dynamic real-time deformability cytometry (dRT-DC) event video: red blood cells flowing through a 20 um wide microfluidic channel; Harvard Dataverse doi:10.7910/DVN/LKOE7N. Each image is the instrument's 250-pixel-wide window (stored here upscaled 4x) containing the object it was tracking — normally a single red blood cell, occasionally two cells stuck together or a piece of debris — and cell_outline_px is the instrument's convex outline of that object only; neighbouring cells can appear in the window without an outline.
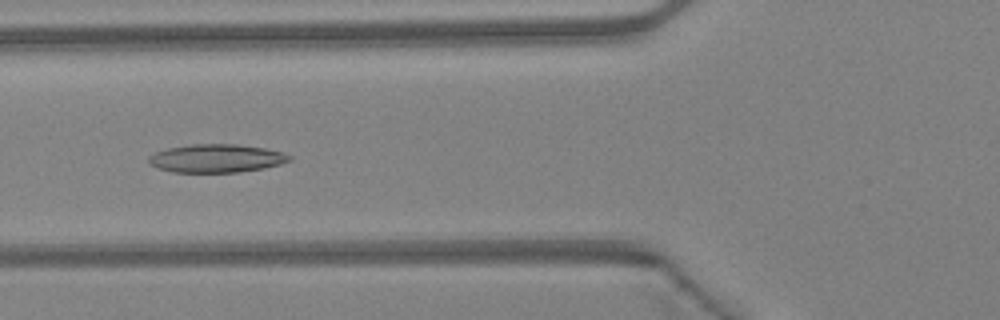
{"species": "Egyptian fruit bat (a non-hibernating species)", "species_latin": "Rousettus aegyptiacus", "temperature_condition": "warm", "stored_images_in_passage": 47, "camera_frame_rate_fps": 3000, "um_per_image_px": 0.085, "animal": {"sex": "female"}, "frame": {"image": 1, "passage_image": 18, "time_ms": 5.667, "image_size_px": [1000, 320], "cell_outline_px": [[292, 160], [280, 164], [264, 168], [240, 172], [172, 172], [156, 168], [148, 164], [148, 156], [156, 152], [168, 148], [188, 144], [236, 144], [264, 148], [280, 152], [292, 156]], "centroid_in_image_um": [18.35, 13.46], "position_along_channel_um": 107.4, "area_um2": 23.29}}
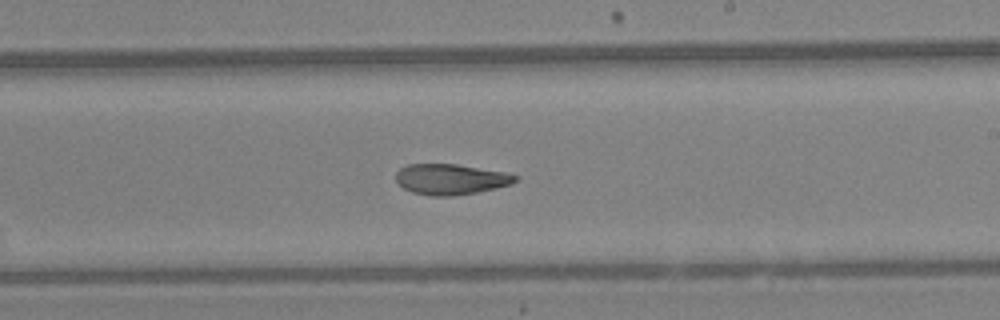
{"frame": {"image": 2, "passage_image": 28, "time_ms": 9.0, "image_size_px": [1000, 320], "cell_outline_px": [[520, 176], [512, 184], [496, 188], [476, 192], [452, 196], [428, 196], [412, 192], [404, 188], [396, 180], [396, 172], [400, 168], [408, 164], [456, 164], [504, 172]], "centroid_in_image_um": [38.3, 15.24], "position_along_channel_um": 250.7, "area_um2": 21.27}}
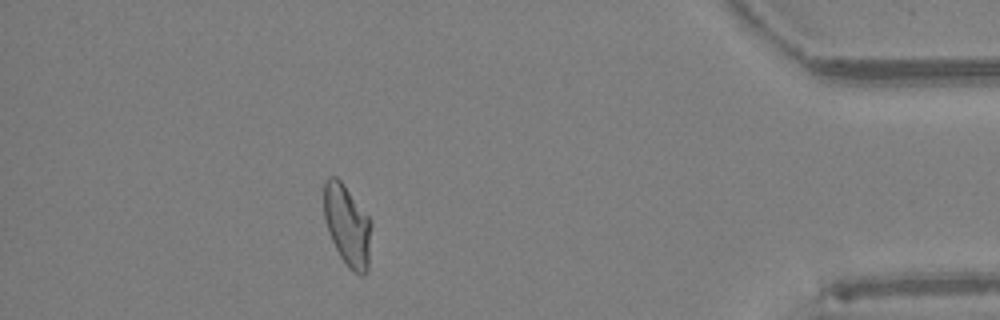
{"frame": {"image": 3, "passage_image": 42, "time_ms": 13.667, "image_size_px": [1000, 320], "cell_outline_px": [[372, 224], [368, 268], [364, 276], [360, 276], [348, 268], [340, 256], [328, 232], [324, 216], [324, 180], [328, 176], [336, 176], [340, 180], [372, 220]], "centroid_in_image_um": [29.53, 19.17], "position_along_channel_um": 405.7, "area_um2": 22.6}, "authors_computed_cell_mechanics": {"area_um2": 22.6576, "velocity_mm_per_s": 4.3249, "shape_relaxation_time_tau1_ms": null, "shape_relaxation_time_tau2_ms": 4.8732, "deformation_change_tau1": null, "deformation_change_tau2": 0.125}}